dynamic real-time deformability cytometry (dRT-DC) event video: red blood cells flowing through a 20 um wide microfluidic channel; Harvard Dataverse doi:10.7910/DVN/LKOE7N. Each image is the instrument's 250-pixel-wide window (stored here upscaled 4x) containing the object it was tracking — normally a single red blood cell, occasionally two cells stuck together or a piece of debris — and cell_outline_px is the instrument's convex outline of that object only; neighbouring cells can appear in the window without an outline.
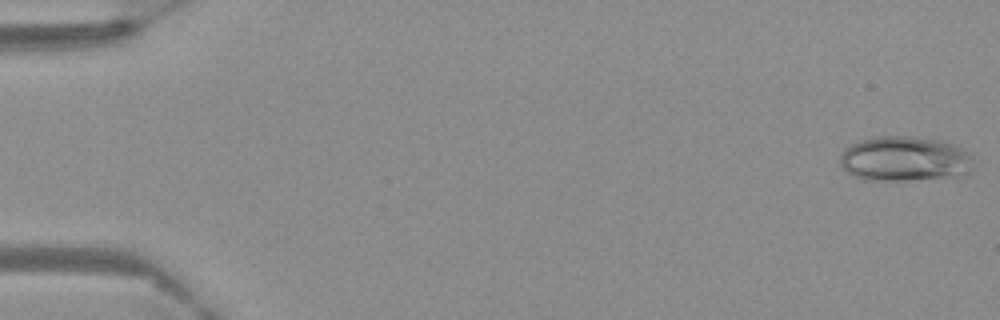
{"species": "Egyptian fruit bat (a non-hibernating species)", "species_latin": "Rousettus aegyptiacus", "temperature_condition": "warm", "stored_images_in_passage": 61, "camera_frame_rate_fps": 3000, "um_per_image_px": 0.085, "frame": {"image": 1, "passage_image": 1, "time_ms": 0.0, "image_size_px": [1000, 320], "cell_outline_px": [[972, 168], [968, 176], [908, 180], [864, 180], [852, 176], [840, 164], [840, 156], [844, 148], [852, 144], [864, 140], [880, 136], [908, 136], [940, 140], [952, 144], [960, 148], [972, 156]], "centroid_in_image_um": [76.92, 13.53], "position_along_channel_um": 8.1, "area_um2": 35.08}}
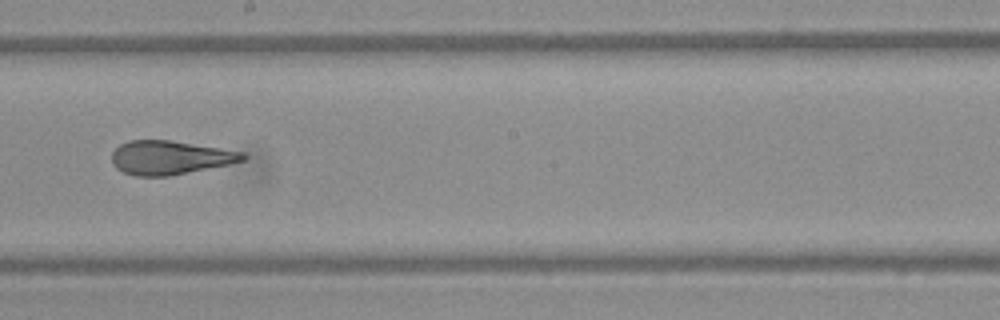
{"frame": {"image": 2, "passage_image": 35, "time_ms": 11.333, "image_size_px": [1000, 320], "cell_outline_px": [[248, 156], [244, 160], [228, 164], [168, 176], [136, 176], [124, 172], [116, 168], [112, 164], [112, 152], [120, 144], [128, 140], [168, 140], [220, 148], [244, 152]], "centroid_in_image_um": [14.42, 13.39], "position_along_channel_um": 233.8, "area_um2": 25.61}}
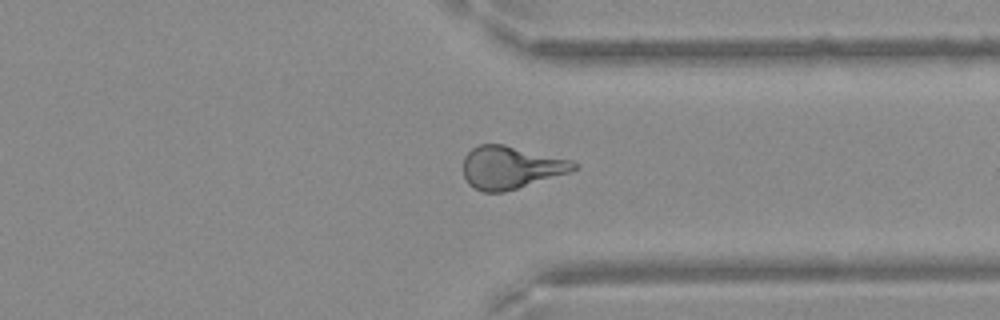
{"frame": {"image": 3, "passage_image": 47, "time_ms": 15.333, "image_size_px": [1000, 320], "cell_outline_px": [[580, 164], [576, 168], [568, 172], [504, 192], [484, 192], [468, 184], [464, 176], [464, 156], [472, 148], [480, 144], [504, 144], [572, 160]], "centroid_in_image_um": [43.4, 14.22], "position_along_channel_um": 368.0, "area_um2": 27.22}}